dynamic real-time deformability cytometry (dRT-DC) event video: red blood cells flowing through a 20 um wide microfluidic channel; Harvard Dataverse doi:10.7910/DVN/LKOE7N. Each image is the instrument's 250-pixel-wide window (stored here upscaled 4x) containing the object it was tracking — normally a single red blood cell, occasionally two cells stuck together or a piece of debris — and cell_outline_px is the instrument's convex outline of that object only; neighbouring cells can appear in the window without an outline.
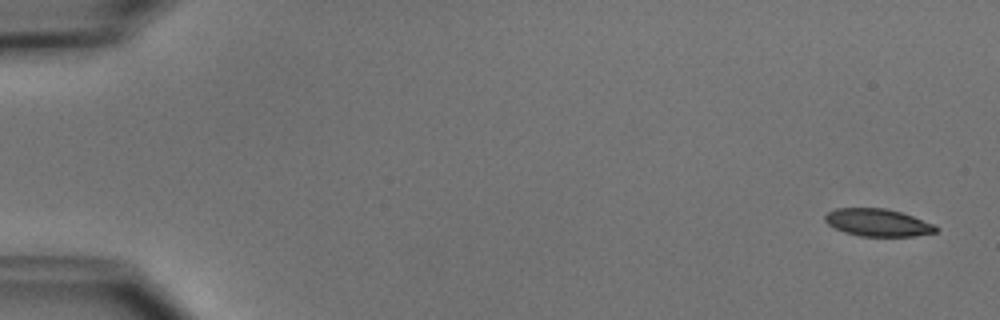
{"species": "common noctule bat (a hibernating species)", "species_latin": "Nyctalus noctula", "temperature_condition": "cold", "stored_images_in_passage": 4, "camera_frame_rate_fps": 3000, "um_per_image_px": 0.085, "animal": {"sex": "male", "body_mass_g": 15.6}, "frame": {"image": 1, "passage_image": 1, "time_ms": 0.0, "image_size_px": [1000, 320], "cell_outline_px": [[940, 228], [936, 232], [912, 236], [860, 236], [844, 232], [828, 224], [824, 220], [824, 216], [828, 212], [836, 208], [884, 208], [900, 212], [912, 216], [932, 224]], "centroid_in_image_um": [74.59, 18.92], "position_along_channel_um": 10.4, "area_um2": 17.57}}
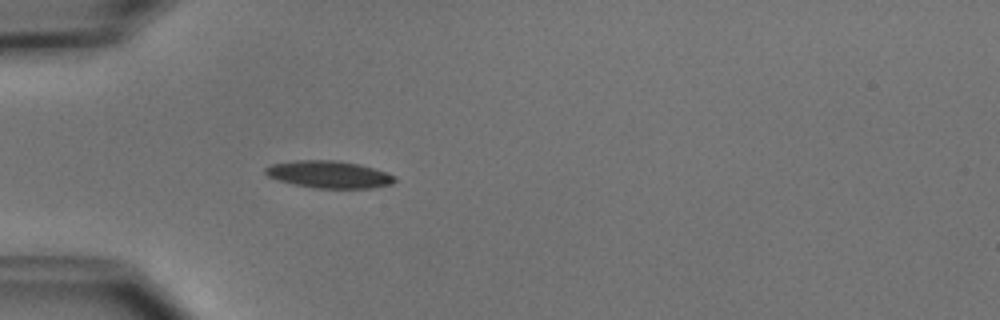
{"frame": {"image": 2, "passage_image": 4, "time_ms": 4.667, "image_size_px": [1000, 320], "cell_outline_px": [[396, 180], [392, 184], [372, 188], [316, 188], [292, 184], [268, 176], [264, 172], [264, 168], [272, 164], [296, 160], [332, 160], [360, 164], [396, 176]], "centroid_in_image_um": [27.96, 14.83], "position_along_channel_um": 57.0, "area_um2": 20.4}}